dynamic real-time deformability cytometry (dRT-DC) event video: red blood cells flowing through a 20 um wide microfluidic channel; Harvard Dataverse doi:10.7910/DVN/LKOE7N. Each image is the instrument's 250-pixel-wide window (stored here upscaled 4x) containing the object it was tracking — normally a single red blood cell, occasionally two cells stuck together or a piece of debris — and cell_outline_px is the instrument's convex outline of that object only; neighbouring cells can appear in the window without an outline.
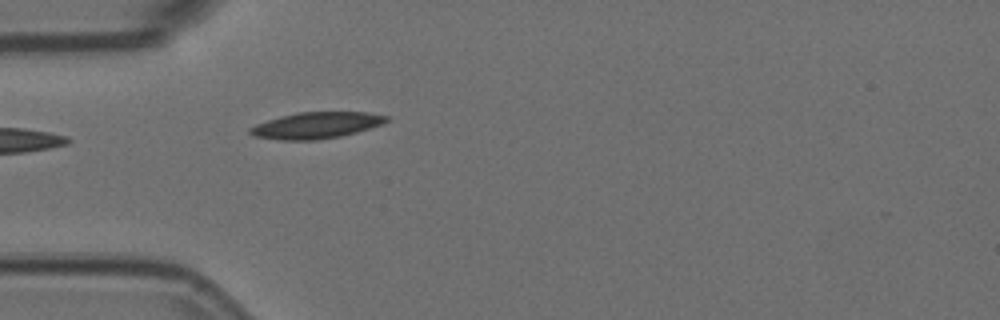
{"species": "Egyptian fruit bat (a non-hibernating species)", "species_latin": "Rousettus aegyptiacus", "temperature_condition": "room temperature", "stored_images_in_passage": 15, "camera_frame_rate_fps": 3000, "um_per_image_px": 0.085, "animal": {"sex": "female"}, "frame": {"image": 1, "passage_image": 1, "time_ms": 0.0, "image_size_px": [1000, 320], "cell_outline_px": [[388, 120], [380, 124], [356, 132], [340, 136], [316, 140], [280, 140], [256, 136], [248, 132], [248, 128], [256, 124], [280, 116], [296, 112], [368, 112], [388, 116]], "centroid_in_image_um": [26.84, 10.65], "position_along_channel_um": 58.2, "area_um2": 20.75}}
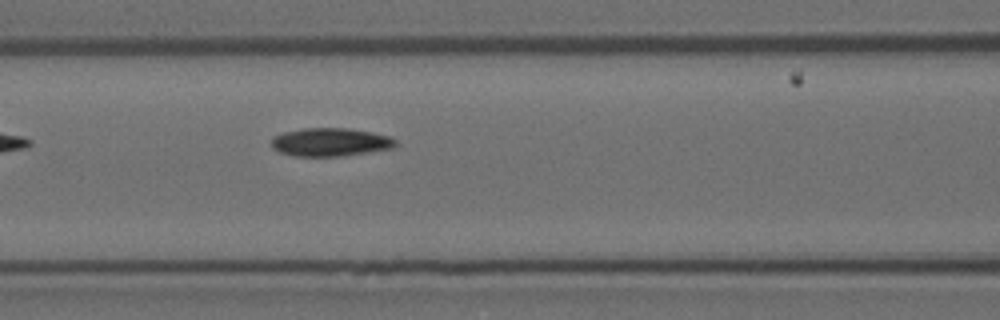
{"frame": {"image": 2, "passage_image": 8, "time_ms": 2.333, "image_size_px": [1000, 320], "cell_outline_px": [[396, 144], [392, 148], [340, 156], [296, 156], [280, 152], [272, 148], [272, 140], [276, 136], [284, 132], [304, 128], [348, 128], [372, 132], [388, 136], [396, 140]], "centroid_in_image_um": [28.07, 12.07], "position_along_channel_um": 138.5, "area_um2": 20.17}}
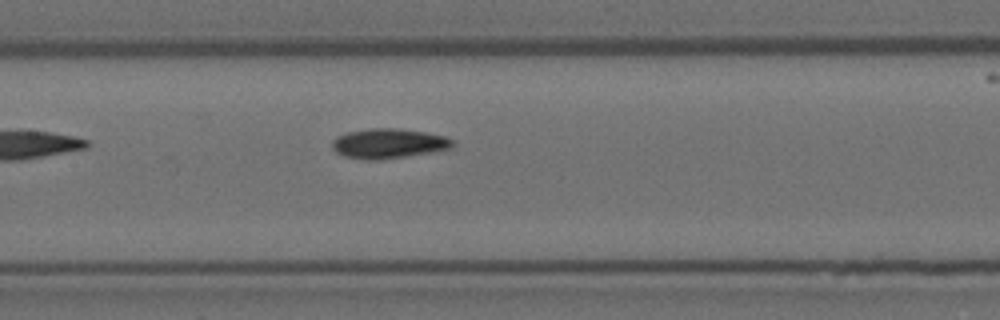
{"frame": {"image": 3, "passage_image": 11, "time_ms": 3.333, "image_size_px": [1000, 320], "cell_outline_px": [[456, 144], [452, 148], [404, 156], [376, 160], [368, 160], [344, 156], [336, 152], [332, 148], [332, 140], [336, 136], [348, 132], [372, 128], [396, 128], [424, 132], [444, 136], [452, 140]], "centroid_in_image_um": [32.99, 12.19], "position_along_channel_um": 174.4, "area_um2": 20.69}}